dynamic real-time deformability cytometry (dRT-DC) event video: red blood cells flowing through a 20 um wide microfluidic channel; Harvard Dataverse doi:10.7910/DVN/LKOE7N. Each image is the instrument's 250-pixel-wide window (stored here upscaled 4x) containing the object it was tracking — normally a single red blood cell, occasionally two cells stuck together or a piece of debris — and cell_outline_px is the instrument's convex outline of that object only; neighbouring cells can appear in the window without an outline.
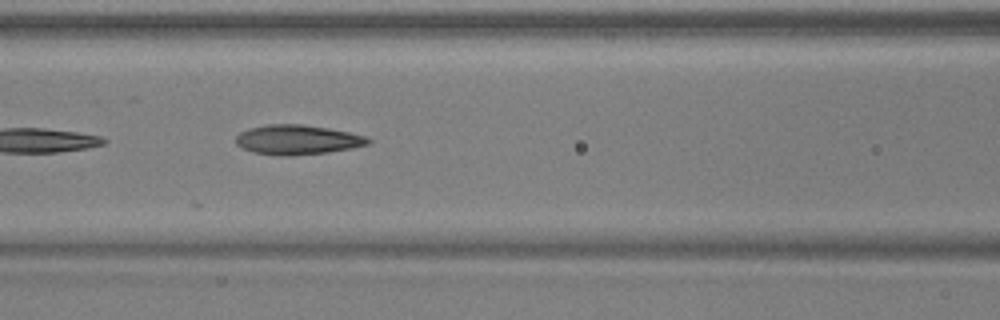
{"species": "common noctule bat (a hibernating species)", "species_latin": "Nyctalus noctula", "temperature_condition": "warm", "stored_images_in_passage": 17, "camera_frame_rate_fps": 3000, "um_per_image_px": 0.085, "animal": {"sex": "male", "body_mass_g": 17.9, "forearm_length_mm": 54.2}, "frame": {"image": 1, "passage_image": 10, "time_ms": 3.0, "image_size_px": [1000, 320], "cell_outline_px": [[372, 140], [368, 144], [352, 148], [328, 152], [292, 156], [288, 156], [252, 152], [236, 144], [236, 136], [240, 132], [248, 128], [268, 124], [300, 124], [328, 128], [348, 132], [364, 136]], "centroid_in_image_um": [25.26, 11.87], "position_along_channel_um": 141.3, "area_um2": 22.72}}